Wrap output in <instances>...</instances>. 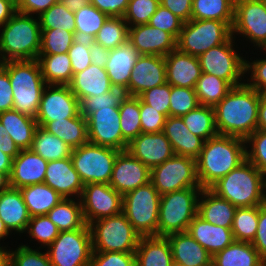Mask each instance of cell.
<instances>
[{
    "mask_svg": "<svg viewBox=\"0 0 266 266\" xmlns=\"http://www.w3.org/2000/svg\"><path fill=\"white\" fill-rule=\"evenodd\" d=\"M59 0H18L17 12L36 16H40L53 4L58 3Z\"/></svg>",
    "mask_w": 266,
    "mask_h": 266,
    "instance_id": "cell-64",
    "label": "cell"
},
{
    "mask_svg": "<svg viewBox=\"0 0 266 266\" xmlns=\"http://www.w3.org/2000/svg\"><path fill=\"white\" fill-rule=\"evenodd\" d=\"M246 159L266 176V130H256L246 140Z\"/></svg>",
    "mask_w": 266,
    "mask_h": 266,
    "instance_id": "cell-53",
    "label": "cell"
},
{
    "mask_svg": "<svg viewBox=\"0 0 266 266\" xmlns=\"http://www.w3.org/2000/svg\"><path fill=\"white\" fill-rule=\"evenodd\" d=\"M172 266H185V265H182V264H178V263L173 262L172 263Z\"/></svg>",
    "mask_w": 266,
    "mask_h": 266,
    "instance_id": "cell-76",
    "label": "cell"
},
{
    "mask_svg": "<svg viewBox=\"0 0 266 266\" xmlns=\"http://www.w3.org/2000/svg\"><path fill=\"white\" fill-rule=\"evenodd\" d=\"M75 14V36L93 40L109 16L92 4L82 7Z\"/></svg>",
    "mask_w": 266,
    "mask_h": 266,
    "instance_id": "cell-44",
    "label": "cell"
},
{
    "mask_svg": "<svg viewBox=\"0 0 266 266\" xmlns=\"http://www.w3.org/2000/svg\"><path fill=\"white\" fill-rule=\"evenodd\" d=\"M251 243L266 262V202L258 206V227Z\"/></svg>",
    "mask_w": 266,
    "mask_h": 266,
    "instance_id": "cell-61",
    "label": "cell"
},
{
    "mask_svg": "<svg viewBox=\"0 0 266 266\" xmlns=\"http://www.w3.org/2000/svg\"><path fill=\"white\" fill-rule=\"evenodd\" d=\"M41 29H64L75 33V14L58 2L38 16Z\"/></svg>",
    "mask_w": 266,
    "mask_h": 266,
    "instance_id": "cell-48",
    "label": "cell"
},
{
    "mask_svg": "<svg viewBox=\"0 0 266 266\" xmlns=\"http://www.w3.org/2000/svg\"><path fill=\"white\" fill-rule=\"evenodd\" d=\"M150 182V169L128 150L120 151L115 159L112 186L122 196Z\"/></svg>",
    "mask_w": 266,
    "mask_h": 266,
    "instance_id": "cell-18",
    "label": "cell"
},
{
    "mask_svg": "<svg viewBox=\"0 0 266 266\" xmlns=\"http://www.w3.org/2000/svg\"><path fill=\"white\" fill-rule=\"evenodd\" d=\"M10 187V176L7 173L0 172V192Z\"/></svg>",
    "mask_w": 266,
    "mask_h": 266,
    "instance_id": "cell-73",
    "label": "cell"
},
{
    "mask_svg": "<svg viewBox=\"0 0 266 266\" xmlns=\"http://www.w3.org/2000/svg\"><path fill=\"white\" fill-rule=\"evenodd\" d=\"M262 95L266 98V90L262 93Z\"/></svg>",
    "mask_w": 266,
    "mask_h": 266,
    "instance_id": "cell-78",
    "label": "cell"
},
{
    "mask_svg": "<svg viewBox=\"0 0 266 266\" xmlns=\"http://www.w3.org/2000/svg\"><path fill=\"white\" fill-rule=\"evenodd\" d=\"M10 231L5 226L4 222L0 219V240L4 239L6 236L8 237Z\"/></svg>",
    "mask_w": 266,
    "mask_h": 266,
    "instance_id": "cell-74",
    "label": "cell"
},
{
    "mask_svg": "<svg viewBox=\"0 0 266 266\" xmlns=\"http://www.w3.org/2000/svg\"><path fill=\"white\" fill-rule=\"evenodd\" d=\"M162 132L170 141L175 155L190 157L195 160L198 158L204 140L190 132L181 117L168 116Z\"/></svg>",
    "mask_w": 266,
    "mask_h": 266,
    "instance_id": "cell-25",
    "label": "cell"
},
{
    "mask_svg": "<svg viewBox=\"0 0 266 266\" xmlns=\"http://www.w3.org/2000/svg\"><path fill=\"white\" fill-rule=\"evenodd\" d=\"M48 162L31 149H22L12 160L10 187L44 183Z\"/></svg>",
    "mask_w": 266,
    "mask_h": 266,
    "instance_id": "cell-23",
    "label": "cell"
},
{
    "mask_svg": "<svg viewBox=\"0 0 266 266\" xmlns=\"http://www.w3.org/2000/svg\"><path fill=\"white\" fill-rule=\"evenodd\" d=\"M6 129L3 126V124L0 122V138L4 137V135L6 134Z\"/></svg>",
    "mask_w": 266,
    "mask_h": 266,
    "instance_id": "cell-75",
    "label": "cell"
},
{
    "mask_svg": "<svg viewBox=\"0 0 266 266\" xmlns=\"http://www.w3.org/2000/svg\"><path fill=\"white\" fill-rule=\"evenodd\" d=\"M59 2L73 13L77 12L82 7L91 4V0H59Z\"/></svg>",
    "mask_w": 266,
    "mask_h": 266,
    "instance_id": "cell-70",
    "label": "cell"
},
{
    "mask_svg": "<svg viewBox=\"0 0 266 266\" xmlns=\"http://www.w3.org/2000/svg\"><path fill=\"white\" fill-rule=\"evenodd\" d=\"M129 0H91V4L109 17H124Z\"/></svg>",
    "mask_w": 266,
    "mask_h": 266,
    "instance_id": "cell-62",
    "label": "cell"
},
{
    "mask_svg": "<svg viewBox=\"0 0 266 266\" xmlns=\"http://www.w3.org/2000/svg\"><path fill=\"white\" fill-rule=\"evenodd\" d=\"M209 189L236 208L260 206L266 202V177L247 159Z\"/></svg>",
    "mask_w": 266,
    "mask_h": 266,
    "instance_id": "cell-3",
    "label": "cell"
},
{
    "mask_svg": "<svg viewBox=\"0 0 266 266\" xmlns=\"http://www.w3.org/2000/svg\"><path fill=\"white\" fill-rule=\"evenodd\" d=\"M160 196L151 182L123 195L122 212L141 236H157Z\"/></svg>",
    "mask_w": 266,
    "mask_h": 266,
    "instance_id": "cell-8",
    "label": "cell"
},
{
    "mask_svg": "<svg viewBox=\"0 0 266 266\" xmlns=\"http://www.w3.org/2000/svg\"><path fill=\"white\" fill-rule=\"evenodd\" d=\"M170 243L164 236H141L135 251V266H172Z\"/></svg>",
    "mask_w": 266,
    "mask_h": 266,
    "instance_id": "cell-30",
    "label": "cell"
},
{
    "mask_svg": "<svg viewBox=\"0 0 266 266\" xmlns=\"http://www.w3.org/2000/svg\"><path fill=\"white\" fill-rule=\"evenodd\" d=\"M131 96L128 86L111 83L108 92L81 99L79 101L80 114L87 118L91 113L100 110V108L120 107Z\"/></svg>",
    "mask_w": 266,
    "mask_h": 266,
    "instance_id": "cell-41",
    "label": "cell"
},
{
    "mask_svg": "<svg viewBox=\"0 0 266 266\" xmlns=\"http://www.w3.org/2000/svg\"><path fill=\"white\" fill-rule=\"evenodd\" d=\"M93 251L135 252L141 235L123 212L89 224Z\"/></svg>",
    "mask_w": 266,
    "mask_h": 266,
    "instance_id": "cell-7",
    "label": "cell"
},
{
    "mask_svg": "<svg viewBox=\"0 0 266 266\" xmlns=\"http://www.w3.org/2000/svg\"><path fill=\"white\" fill-rule=\"evenodd\" d=\"M198 199L197 215L204 221L225 228H232L236 207L217 196L210 189H202Z\"/></svg>",
    "mask_w": 266,
    "mask_h": 266,
    "instance_id": "cell-29",
    "label": "cell"
},
{
    "mask_svg": "<svg viewBox=\"0 0 266 266\" xmlns=\"http://www.w3.org/2000/svg\"><path fill=\"white\" fill-rule=\"evenodd\" d=\"M79 199L87 225L122 212L123 196L109 184L87 183Z\"/></svg>",
    "mask_w": 266,
    "mask_h": 266,
    "instance_id": "cell-14",
    "label": "cell"
},
{
    "mask_svg": "<svg viewBox=\"0 0 266 266\" xmlns=\"http://www.w3.org/2000/svg\"><path fill=\"white\" fill-rule=\"evenodd\" d=\"M120 151L90 142L72 149L71 159L82 182L109 184L115 159Z\"/></svg>",
    "mask_w": 266,
    "mask_h": 266,
    "instance_id": "cell-10",
    "label": "cell"
},
{
    "mask_svg": "<svg viewBox=\"0 0 266 266\" xmlns=\"http://www.w3.org/2000/svg\"><path fill=\"white\" fill-rule=\"evenodd\" d=\"M30 149L47 162L69 158L72 151V148L59 137L39 126L34 132Z\"/></svg>",
    "mask_w": 266,
    "mask_h": 266,
    "instance_id": "cell-38",
    "label": "cell"
},
{
    "mask_svg": "<svg viewBox=\"0 0 266 266\" xmlns=\"http://www.w3.org/2000/svg\"><path fill=\"white\" fill-rule=\"evenodd\" d=\"M247 71L248 74L251 71V78H249L250 83L246 84L262 94L266 90V59L245 61V73Z\"/></svg>",
    "mask_w": 266,
    "mask_h": 266,
    "instance_id": "cell-60",
    "label": "cell"
},
{
    "mask_svg": "<svg viewBox=\"0 0 266 266\" xmlns=\"http://www.w3.org/2000/svg\"><path fill=\"white\" fill-rule=\"evenodd\" d=\"M231 36L232 28L223 21L191 19L183 24L177 49L199 57L210 48L225 43Z\"/></svg>",
    "mask_w": 266,
    "mask_h": 266,
    "instance_id": "cell-9",
    "label": "cell"
},
{
    "mask_svg": "<svg viewBox=\"0 0 266 266\" xmlns=\"http://www.w3.org/2000/svg\"><path fill=\"white\" fill-rule=\"evenodd\" d=\"M16 12H17V5L12 0H0V28Z\"/></svg>",
    "mask_w": 266,
    "mask_h": 266,
    "instance_id": "cell-67",
    "label": "cell"
},
{
    "mask_svg": "<svg viewBox=\"0 0 266 266\" xmlns=\"http://www.w3.org/2000/svg\"><path fill=\"white\" fill-rule=\"evenodd\" d=\"M0 65L8 72L13 94V110L35 118L42 92L47 85L38 60L6 61Z\"/></svg>",
    "mask_w": 266,
    "mask_h": 266,
    "instance_id": "cell-5",
    "label": "cell"
},
{
    "mask_svg": "<svg viewBox=\"0 0 266 266\" xmlns=\"http://www.w3.org/2000/svg\"><path fill=\"white\" fill-rule=\"evenodd\" d=\"M166 237L171 246L173 262L185 266H212V255L187 231Z\"/></svg>",
    "mask_w": 266,
    "mask_h": 266,
    "instance_id": "cell-26",
    "label": "cell"
},
{
    "mask_svg": "<svg viewBox=\"0 0 266 266\" xmlns=\"http://www.w3.org/2000/svg\"><path fill=\"white\" fill-rule=\"evenodd\" d=\"M0 32V63L36 60L41 48L39 18L16 12Z\"/></svg>",
    "mask_w": 266,
    "mask_h": 266,
    "instance_id": "cell-4",
    "label": "cell"
},
{
    "mask_svg": "<svg viewBox=\"0 0 266 266\" xmlns=\"http://www.w3.org/2000/svg\"><path fill=\"white\" fill-rule=\"evenodd\" d=\"M127 150L149 169L175 155L170 141L163 132L140 133L128 144Z\"/></svg>",
    "mask_w": 266,
    "mask_h": 266,
    "instance_id": "cell-21",
    "label": "cell"
},
{
    "mask_svg": "<svg viewBox=\"0 0 266 266\" xmlns=\"http://www.w3.org/2000/svg\"><path fill=\"white\" fill-rule=\"evenodd\" d=\"M74 198H63L53 207L47 216L61 231H72L82 228L86 223L83 218L80 199L78 202Z\"/></svg>",
    "mask_w": 266,
    "mask_h": 266,
    "instance_id": "cell-39",
    "label": "cell"
},
{
    "mask_svg": "<svg viewBox=\"0 0 266 266\" xmlns=\"http://www.w3.org/2000/svg\"><path fill=\"white\" fill-rule=\"evenodd\" d=\"M233 39L231 36L225 43L201 54L198 59L202 73L212 74L235 87L244 83L241 80L245 74L246 60L235 52Z\"/></svg>",
    "mask_w": 266,
    "mask_h": 266,
    "instance_id": "cell-13",
    "label": "cell"
},
{
    "mask_svg": "<svg viewBox=\"0 0 266 266\" xmlns=\"http://www.w3.org/2000/svg\"><path fill=\"white\" fill-rule=\"evenodd\" d=\"M75 39V33L64 29H41V48L39 54L68 53Z\"/></svg>",
    "mask_w": 266,
    "mask_h": 266,
    "instance_id": "cell-49",
    "label": "cell"
},
{
    "mask_svg": "<svg viewBox=\"0 0 266 266\" xmlns=\"http://www.w3.org/2000/svg\"><path fill=\"white\" fill-rule=\"evenodd\" d=\"M26 231L41 245L49 246L59 235L57 226L49 219L47 215L30 217Z\"/></svg>",
    "mask_w": 266,
    "mask_h": 266,
    "instance_id": "cell-52",
    "label": "cell"
},
{
    "mask_svg": "<svg viewBox=\"0 0 266 266\" xmlns=\"http://www.w3.org/2000/svg\"><path fill=\"white\" fill-rule=\"evenodd\" d=\"M167 83L171 86L195 88L202 74L198 57L175 49L165 56Z\"/></svg>",
    "mask_w": 266,
    "mask_h": 266,
    "instance_id": "cell-24",
    "label": "cell"
},
{
    "mask_svg": "<svg viewBox=\"0 0 266 266\" xmlns=\"http://www.w3.org/2000/svg\"><path fill=\"white\" fill-rule=\"evenodd\" d=\"M0 219L10 232H26L30 215L19 189L9 187L0 192Z\"/></svg>",
    "mask_w": 266,
    "mask_h": 266,
    "instance_id": "cell-28",
    "label": "cell"
},
{
    "mask_svg": "<svg viewBox=\"0 0 266 266\" xmlns=\"http://www.w3.org/2000/svg\"><path fill=\"white\" fill-rule=\"evenodd\" d=\"M16 5H17V3H18V0H12Z\"/></svg>",
    "mask_w": 266,
    "mask_h": 266,
    "instance_id": "cell-79",
    "label": "cell"
},
{
    "mask_svg": "<svg viewBox=\"0 0 266 266\" xmlns=\"http://www.w3.org/2000/svg\"><path fill=\"white\" fill-rule=\"evenodd\" d=\"M30 217L47 215L64 197L45 183L19 188Z\"/></svg>",
    "mask_w": 266,
    "mask_h": 266,
    "instance_id": "cell-34",
    "label": "cell"
},
{
    "mask_svg": "<svg viewBox=\"0 0 266 266\" xmlns=\"http://www.w3.org/2000/svg\"><path fill=\"white\" fill-rule=\"evenodd\" d=\"M80 114L79 100L69 85H46L35 117L37 125L44 127L49 121L73 118Z\"/></svg>",
    "mask_w": 266,
    "mask_h": 266,
    "instance_id": "cell-16",
    "label": "cell"
},
{
    "mask_svg": "<svg viewBox=\"0 0 266 266\" xmlns=\"http://www.w3.org/2000/svg\"><path fill=\"white\" fill-rule=\"evenodd\" d=\"M93 248L89 225L72 231H61L48 246L53 266H89Z\"/></svg>",
    "mask_w": 266,
    "mask_h": 266,
    "instance_id": "cell-11",
    "label": "cell"
},
{
    "mask_svg": "<svg viewBox=\"0 0 266 266\" xmlns=\"http://www.w3.org/2000/svg\"><path fill=\"white\" fill-rule=\"evenodd\" d=\"M110 79L105 68L91 64L82 72L73 75L70 90L80 101L88 96L104 94L110 89Z\"/></svg>",
    "mask_w": 266,
    "mask_h": 266,
    "instance_id": "cell-31",
    "label": "cell"
},
{
    "mask_svg": "<svg viewBox=\"0 0 266 266\" xmlns=\"http://www.w3.org/2000/svg\"><path fill=\"white\" fill-rule=\"evenodd\" d=\"M10 266H53L47 251L42 253L27 245H20L15 251H10Z\"/></svg>",
    "mask_w": 266,
    "mask_h": 266,
    "instance_id": "cell-54",
    "label": "cell"
},
{
    "mask_svg": "<svg viewBox=\"0 0 266 266\" xmlns=\"http://www.w3.org/2000/svg\"><path fill=\"white\" fill-rule=\"evenodd\" d=\"M232 88L233 86L226 80L202 73L197 80L195 93L199 104L214 108Z\"/></svg>",
    "mask_w": 266,
    "mask_h": 266,
    "instance_id": "cell-42",
    "label": "cell"
},
{
    "mask_svg": "<svg viewBox=\"0 0 266 266\" xmlns=\"http://www.w3.org/2000/svg\"><path fill=\"white\" fill-rule=\"evenodd\" d=\"M193 0H160V5L170 10L184 23L191 20Z\"/></svg>",
    "mask_w": 266,
    "mask_h": 266,
    "instance_id": "cell-63",
    "label": "cell"
},
{
    "mask_svg": "<svg viewBox=\"0 0 266 266\" xmlns=\"http://www.w3.org/2000/svg\"><path fill=\"white\" fill-rule=\"evenodd\" d=\"M265 6V9H266V0H261Z\"/></svg>",
    "mask_w": 266,
    "mask_h": 266,
    "instance_id": "cell-77",
    "label": "cell"
},
{
    "mask_svg": "<svg viewBox=\"0 0 266 266\" xmlns=\"http://www.w3.org/2000/svg\"><path fill=\"white\" fill-rule=\"evenodd\" d=\"M246 141L243 138L216 135L204 141L196 159L197 176L202 189H209L219 179L246 160Z\"/></svg>",
    "mask_w": 266,
    "mask_h": 266,
    "instance_id": "cell-2",
    "label": "cell"
},
{
    "mask_svg": "<svg viewBox=\"0 0 266 266\" xmlns=\"http://www.w3.org/2000/svg\"><path fill=\"white\" fill-rule=\"evenodd\" d=\"M139 56V52L129 41L110 50L105 66L110 82L128 86L131 72Z\"/></svg>",
    "mask_w": 266,
    "mask_h": 266,
    "instance_id": "cell-32",
    "label": "cell"
},
{
    "mask_svg": "<svg viewBox=\"0 0 266 266\" xmlns=\"http://www.w3.org/2000/svg\"><path fill=\"white\" fill-rule=\"evenodd\" d=\"M199 104L195 88L171 86L169 116L181 117Z\"/></svg>",
    "mask_w": 266,
    "mask_h": 266,
    "instance_id": "cell-50",
    "label": "cell"
},
{
    "mask_svg": "<svg viewBox=\"0 0 266 266\" xmlns=\"http://www.w3.org/2000/svg\"><path fill=\"white\" fill-rule=\"evenodd\" d=\"M187 232L203 246L212 257L232 244L235 239L231 228L217 226L196 215Z\"/></svg>",
    "mask_w": 266,
    "mask_h": 266,
    "instance_id": "cell-27",
    "label": "cell"
},
{
    "mask_svg": "<svg viewBox=\"0 0 266 266\" xmlns=\"http://www.w3.org/2000/svg\"><path fill=\"white\" fill-rule=\"evenodd\" d=\"M148 24L152 27L166 31L178 39L184 22L170 10L159 5L156 12L151 16Z\"/></svg>",
    "mask_w": 266,
    "mask_h": 266,
    "instance_id": "cell-56",
    "label": "cell"
},
{
    "mask_svg": "<svg viewBox=\"0 0 266 266\" xmlns=\"http://www.w3.org/2000/svg\"><path fill=\"white\" fill-rule=\"evenodd\" d=\"M0 122L20 150L31 148L33 135L38 127L35 118L12 109L0 113Z\"/></svg>",
    "mask_w": 266,
    "mask_h": 266,
    "instance_id": "cell-33",
    "label": "cell"
},
{
    "mask_svg": "<svg viewBox=\"0 0 266 266\" xmlns=\"http://www.w3.org/2000/svg\"><path fill=\"white\" fill-rule=\"evenodd\" d=\"M120 128L123 138L130 143L136 138L141 130L140 121V98L131 96L124 101L119 107Z\"/></svg>",
    "mask_w": 266,
    "mask_h": 266,
    "instance_id": "cell-46",
    "label": "cell"
},
{
    "mask_svg": "<svg viewBox=\"0 0 266 266\" xmlns=\"http://www.w3.org/2000/svg\"><path fill=\"white\" fill-rule=\"evenodd\" d=\"M0 247V266H10V249Z\"/></svg>",
    "mask_w": 266,
    "mask_h": 266,
    "instance_id": "cell-72",
    "label": "cell"
},
{
    "mask_svg": "<svg viewBox=\"0 0 266 266\" xmlns=\"http://www.w3.org/2000/svg\"><path fill=\"white\" fill-rule=\"evenodd\" d=\"M43 128L59 137L72 149L89 142L87 119L81 114L64 120L49 121Z\"/></svg>",
    "mask_w": 266,
    "mask_h": 266,
    "instance_id": "cell-36",
    "label": "cell"
},
{
    "mask_svg": "<svg viewBox=\"0 0 266 266\" xmlns=\"http://www.w3.org/2000/svg\"><path fill=\"white\" fill-rule=\"evenodd\" d=\"M128 41L140 55L165 57L177 49V39L172 34L149 24L129 27Z\"/></svg>",
    "mask_w": 266,
    "mask_h": 266,
    "instance_id": "cell-19",
    "label": "cell"
},
{
    "mask_svg": "<svg viewBox=\"0 0 266 266\" xmlns=\"http://www.w3.org/2000/svg\"><path fill=\"white\" fill-rule=\"evenodd\" d=\"M129 25L124 17H109L93 41L102 45L105 49L112 50L128 42Z\"/></svg>",
    "mask_w": 266,
    "mask_h": 266,
    "instance_id": "cell-45",
    "label": "cell"
},
{
    "mask_svg": "<svg viewBox=\"0 0 266 266\" xmlns=\"http://www.w3.org/2000/svg\"><path fill=\"white\" fill-rule=\"evenodd\" d=\"M37 60L46 84L69 85L73 72L68 53L39 54Z\"/></svg>",
    "mask_w": 266,
    "mask_h": 266,
    "instance_id": "cell-37",
    "label": "cell"
},
{
    "mask_svg": "<svg viewBox=\"0 0 266 266\" xmlns=\"http://www.w3.org/2000/svg\"><path fill=\"white\" fill-rule=\"evenodd\" d=\"M258 130H266V98L260 93V102L258 109Z\"/></svg>",
    "mask_w": 266,
    "mask_h": 266,
    "instance_id": "cell-69",
    "label": "cell"
},
{
    "mask_svg": "<svg viewBox=\"0 0 266 266\" xmlns=\"http://www.w3.org/2000/svg\"><path fill=\"white\" fill-rule=\"evenodd\" d=\"M234 33L266 50V9L261 0H235L232 36Z\"/></svg>",
    "mask_w": 266,
    "mask_h": 266,
    "instance_id": "cell-15",
    "label": "cell"
},
{
    "mask_svg": "<svg viewBox=\"0 0 266 266\" xmlns=\"http://www.w3.org/2000/svg\"><path fill=\"white\" fill-rule=\"evenodd\" d=\"M159 5L160 0H129L124 20L129 27L148 24Z\"/></svg>",
    "mask_w": 266,
    "mask_h": 266,
    "instance_id": "cell-51",
    "label": "cell"
},
{
    "mask_svg": "<svg viewBox=\"0 0 266 266\" xmlns=\"http://www.w3.org/2000/svg\"><path fill=\"white\" fill-rule=\"evenodd\" d=\"M150 182L160 195L190 187H201L196 160L174 155L150 169Z\"/></svg>",
    "mask_w": 266,
    "mask_h": 266,
    "instance_id": "cell-12",
    "label": "cell"
},
{
    "mask_svg": "<svg viewBox=\"0 0 266 266\" xmlns=\"http://www.w3.org/2000/svg\"><path fill=\"white\" fill-rule=\"evenodd\" d=\"M88 140L95 145L127 150L128 142L120 128L119 107H104L87 118Z\"/></svg>",
    "mask_w": 266,
    "mask_h": 266,
    "instance_id": "cell-17",
    "label": "cell"
},
{
    "mask_svg": "<svg viewBox=\"0 0 266 266\" xmlns=\"http://www.w3.org/2000/svg\"><path fill=\"white\" fill-rule=\"evenodd\" d=\"M89 266H135V252L93 251Z\"/></svg>",
    "mask_w": 266,
    "mask_h": 266,
    "instance_id": "cell-57",
    "label": "cell"
},
{
    "mask_svg": "<svg viewBox=\"0 0 266 266\" xmlns=\"http://www.w3.org/2000/svg\"><path fill=\"white\" fill-rule=\"evenodd\" d=\"M44 183L64 198H71L75 195L79 199L84 187L80 175L73 166L71 157L49 161Z\"/></svg>",
    "mask_w": 266,
    "mask_h": 266,
    "instance_id": "cell-22",
    "label": "cell"
},
{
    "mask_svg": "<svg viewBox=\"0 0 266 266\" xmlns=\"http://www.w3.org/2000/svg\"><path fill=\"white\" fill-rule=\"evenodd\" d=\"M170 95L171 85L166 82L163 85L153 87L149 90H145L138 97L145 104L152 106L155 110H158V112L168 117L170 107Z\"/></svg>",
    "mask_w": 266,
    "mask_h": 266,
    "instance_id": "cell-55",
    "label": "cell"
},
{
    "mask_svg": "<svg viewBox=\"0 0 266 266\" xmlns=\"http://www.w3.org/2000/svg\"><path fill=\"white\" fill-rule=\"evenodd\" d=\"M201 187H190L160 196L157 236L186 232L197 215Z\"/></svg>",
    "mask_w": 266,
    "mask_h": 266,
    "instance_id": "cell-6",
    "label": "cell"
},
{
    "mask_svg": "<svg viewBox=\"0 0 266 266\" xmlns=\"http://www.w3.org/2000/svg\"><path fill=\"white\" fill-rule=\"evenodd\" d=\"M260 92L246 83L233 87L214 107L219 135L247 139L257 130Z\"/></svg>",
    "mask_w": 266,
    "mask_h": 266,
    "instance_id": "cell-1",
    "label": "cell"
},
{
    "mask_svg": "<svg viewBox=\"0 0 266 266\" xmlns=\"http://www.w3.org/2000/svg\"><path fill=\"white\" fill-rule=\"evenodd\" d=\"M181 118L190 132L204 141L218 135L213 107L200 104Z\"/></svg>",
    "mask_w": 266,
    "mask_h": 266,
    "instance_id": "cell-43",
    "label": "cell"
},
{
    "mask_svg": "<svg viewBox=\"0 0 266 266\" xmlns=\"http://www.w3.org/2000/svg\"><path fill=\"white\" fill-rule=\"evenodd\" d=\"M68 55L73 75L82 72L92 64L90 58V40L76 38L68 51Z\"/></svg>",
    "mask_w": 266,
    "mask_h": 266,
    "instance_id": "cell-58",
    "label": "cell"
},
{
    "mask_svg": "<svg viewBox=\"0 0 266 266\" xmlns=\"http://www.w3.org/2000/svg\"><path fill=\"white\" fill-rule=\"evenodd\" d=\"M109 54L110 50L90 40V58L93 65L105 68Z\"/></svg>",
    "mask_w": 266,
    "mask_h": 266,
    "instance_id": "cell-66",
    "label": "cell"
},
{
    "mask_svg": "<svg viewBox=\"0 0 266 266\" xmlns=\"http://www.w3.org/2000/svg\"><path fill=\"white\" fill-rule=\"evenodd\" d=\"M258 227V206L237 208L232 232L235 241L252 242Z\"/></svg>",
    "mask_w": 266,
    "mask_h": 266,
    "instance_id": "cell-47",
    "label": "cell"
},
{
    "mask_svg": "<svg viewBox=\"0 0 266 266\" xmlns=\"http://www.w3.org/2000/svg\"><path fill=\"white\" fill-rule=\"evenodd\" d=\"M12 160L13 159L9 155L0 150V172L7 173L10 176L12 171Z\"/></svg>",
    "mask_w": 266,
    "mask_h": 266,
    "instance_id": "cell-71",
    "label": "cell"
},
{
    "mask_svg": "<svg viewBox=\"0 0 266 266\" xmlns=\"http://www.w3.org/2000/svg\"><path fill=\"white\" fill-rule=\"evenodd\" d=\"M0 150L14 159L20 152V148L14 143V140L8 133L0 138Z\"/></svg>",
    "mask_w": 266,
    "mask_h": 266,
    "instance_id": "cell-68",
    "label": "cell"
},
{
    "mask_svg": "<svg viewBox=\"0 0 266 266\" xmlns=\"http://www.w3.org/2000/svg\"><path fill=\"white\" fill-rule=\"evenodd\" d=\"M234 2L235 0H193L191 19L219 20L232 28Z\"/></svg>",
    "mask_w": 266,
    "mask_h": 266,
    "instance_id": "cell-40",
    "label": "cell"
},
{
    "mask_svg": "<svg viewBox=\"0 0 266 266\" xmlns=\"http://www.w3.org/2000/svg\"><path fill=\"white\" fill-rule=\"evenodd\" d=\"M167 82L165 57L140 55L133 67L128 88L132 96H139L145 90Z\"/></svg>",
    "mask_w": 266,
    "mask_h": 266,
    "instance_id": "cell-20",
    "label": "cell"
},
{
    "mask_svg": "<svg viewBox=\"0 0 266 266\" xmlns=\"http://www.w3.org/2000/svg\"><path fill=\"white\" fill-rule=\"evenodd\" d=\"M265 261L250 242L234 241L212 258V266H262Z\"/></svg>",
    "mask_w": 266,
    "mask_h": 266,
    "instance_id": "cell-35",
    "label": "cell"
},
{
    "mask_svg": "<svg viewBox=\"0 0 266 266\" xmlns=\"http://www.w3.org/2000/svg\"><path fill=\"white\" fill-rule=\"evenodd\" d=\"M166 116L140 99V121L142 133H159L163 131Z\"/></svg>",
    "mask_w": 266,
    "mask_h": 266,
    "instance_id": "cell-59",
    "label": "cell"
},
{
    "mask_svg": "<svg viewBox=\"0 0 266 266\" xmlns=\"http://www.w3.org/2000/svg\"><path fill=\"white\" fill-rule=\"evenodd\" d=\"M13 109V94L8 72L0 65V113Z\"/></svg>",
    "mask_w": 266,
    "mask_h": 266,
    "instance_id": "cell-65",
    "label": "cell"
}]
</instances>
